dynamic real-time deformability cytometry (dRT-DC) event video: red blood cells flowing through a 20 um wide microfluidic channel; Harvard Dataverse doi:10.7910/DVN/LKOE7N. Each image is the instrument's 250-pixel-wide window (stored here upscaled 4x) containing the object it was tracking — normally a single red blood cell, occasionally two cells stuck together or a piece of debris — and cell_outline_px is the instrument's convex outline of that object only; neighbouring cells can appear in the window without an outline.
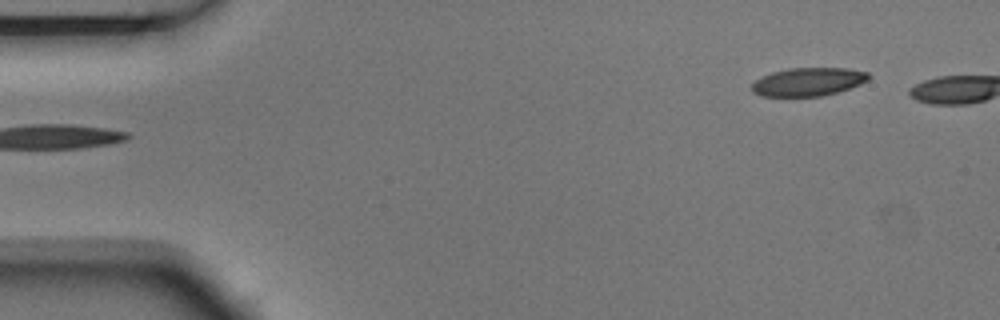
{"species": "Egyptian fruit bat (a non-hibernating species)", "species_latin": "Rousettus aegyptiacus", "temperature_condition": "room temperature", "stored_images_in_passage": 5, "segment_of_instrument_passage": [2, 2], "camera_frame_rate_fps": 3000, "um_per_image_px": 0.085, "animal": {"sex": "male"}, "frame": {"image": 1, "passage_image": 5, "time_ms": 1.333, "image_size_px": [1000, 320], "cell_outline_px": [[872, 76], [868, 80], [860, 84], [836, 92], [820, 96], [760, 96], [752, 92], [752, 84], [760, 76], [772, 72], [788, 68], [848, 68], [868, 72]], "centroid_in_image_um": [68.69, 6.94], "position_along_channel_um": 16.3, "area_um2": 19.31}}